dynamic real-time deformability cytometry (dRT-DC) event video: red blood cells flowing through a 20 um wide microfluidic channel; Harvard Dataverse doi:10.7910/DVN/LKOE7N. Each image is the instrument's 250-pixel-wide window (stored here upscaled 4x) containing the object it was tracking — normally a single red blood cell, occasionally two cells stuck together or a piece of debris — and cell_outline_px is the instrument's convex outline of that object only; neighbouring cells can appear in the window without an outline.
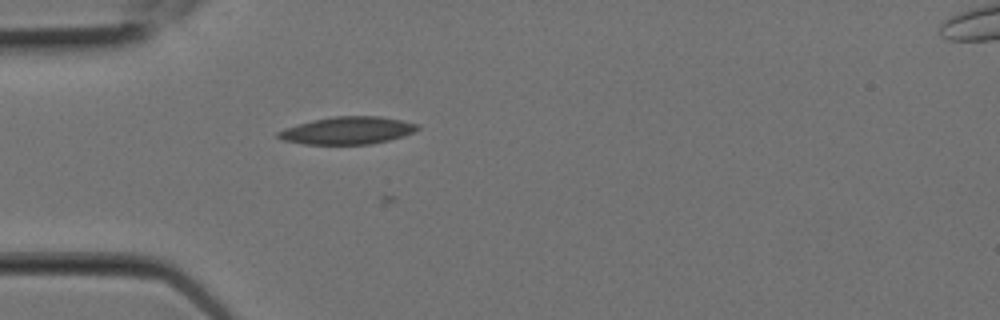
{"species": "Egyptian fruit bat (a non-hibernating species)", "species_latin": "Rousettus aegyptiacus", "temperature_condition": "room temperature", "stored_images_in_passage": 5, "camera_frame_rate_fps": 3000, "um_per_image_px": 0.085, "animal": {"sex": "female"}, "frame": {"image": 1, "passage_image": 1, "time_ms": 0.0, "image_size_px": [1000, 320], "cell_outline_px": [[420, 128], [404, 136], [372, 144], [304, 144], [284, 140], [276, 136], [276, 132], [284, 128], [312, 120], [336, 116], [380, 116], [420, 124]], "centroid_in_image_um": [29.54, 11.09], "position_along_channel_um": 55.5, "area_um2": 22.25}}
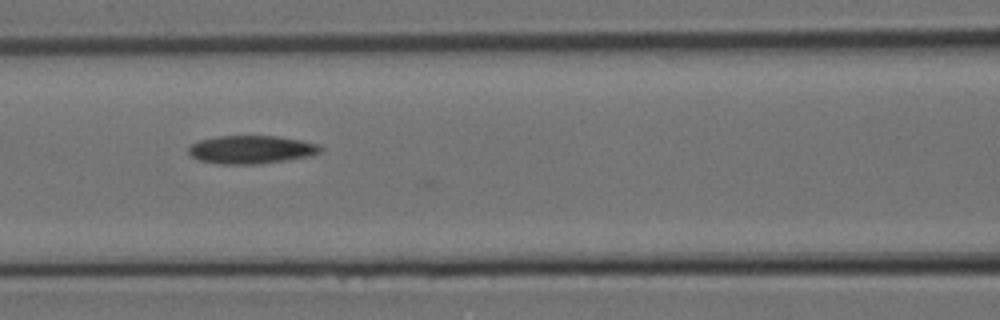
{"frame": {"image": 2, "passage_image": 4, "time_ms": 1.0, "image_size_px": [1000, 320], "cell_outline_px": [[324, 148], [320, 152], [312, 156], [256, 164], [220, 164], [200, 160], [192, 156], [188, 152], [188, 148], [192, 144], [200, 140], [216, 136], [276, 136], [300, 140], [320, 144]], "centroid_in_image_um": [21.39, 12.71], "position_along_channel_um": 145.2, "area_um2": 21.62}}
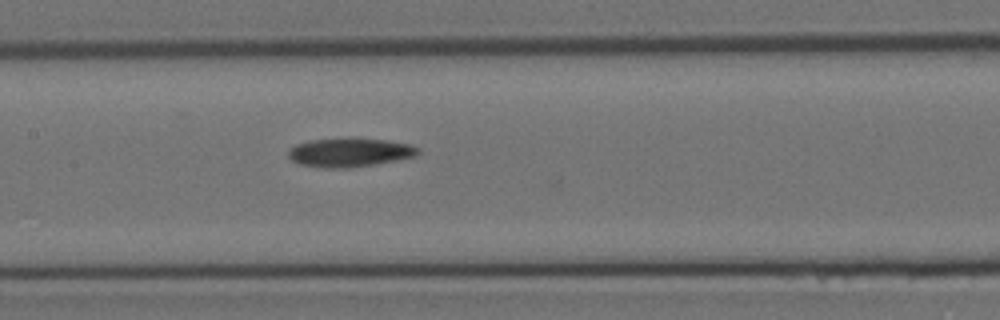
{"frame": {"image": 3, "passage_image": 5, "time_ms": 1.333, "image_size_px": [1000, 320], "cell_outline_px": [[420, 152], [416, 156], [376, 164], [352, 168], [324, 168], [300, 164], [292, 160], [288, 156], [288, 148], [296, 144], [308, 140], [352, 136], [388, 140], [412, 144], [420, 148]], "centroid_in_image_um": [29.74, 12.92], "position_along_channel_um": 177.7, "area_um2": 22.6}}